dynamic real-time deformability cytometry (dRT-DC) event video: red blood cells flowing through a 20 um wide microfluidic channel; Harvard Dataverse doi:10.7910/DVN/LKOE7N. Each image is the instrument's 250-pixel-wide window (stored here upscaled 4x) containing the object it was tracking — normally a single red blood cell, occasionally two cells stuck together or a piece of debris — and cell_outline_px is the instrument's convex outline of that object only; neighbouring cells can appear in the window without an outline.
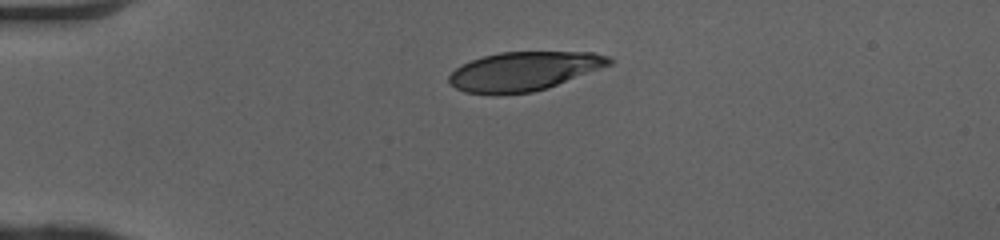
{"species": "human", "species_latin": "Homo sapiens", "temperature_condition": "cold", "stored_images_in_passage": 35, "camera_frame_rate_fps": 3000, "um_per_image_px": 0.085, "donor": {"sex": "female"}, "frame": {"image": 1, "passage_image": 1, "time_ms": 0.0, "image_size_px": [1000, 240], "cell_outline_px": [[612, 64], [556, 84], [532, 92], [496, 96], [464, 92], [448, 84], [448, 76], [460, 64], [484, 56], [500, 52], [592, 52], [608, 56], [612, 60]], "centroid_in_image_um": [44.45, 6.07], "position_along_channel_um": 40.6, "area_um2": 36.36}}
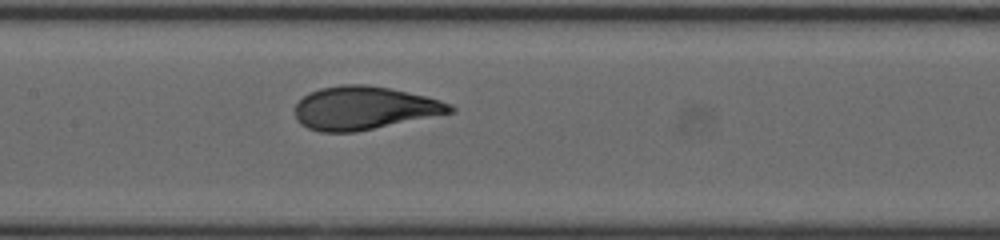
{"frame": {"image": 2, "passage_image": 14, "time_ms": 4.333, "image_size_px": [1000, 240], "cell_outline_px": [[456, 108], [452, 112], [356, 132], [320, 132], [308, 128], [300, 124], [296, 120], [296, 104], [308, 92], [320, 88], [344, 84], [368, 84], [388, 88], [424, 96], [440, 100], [452, 104]], "centroid_in_image_um": [30.92, 9.18], "position_along_channel_um": 176.5, "area_um2": 38.84}}
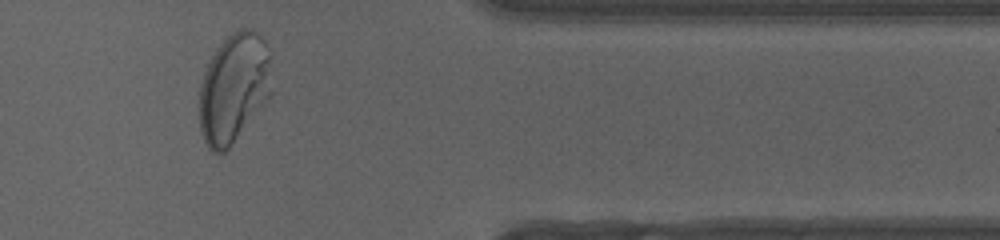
{"frame": {"image": 3, "passage_image": 31, "time_ms": 10.0, "image_size_px": [1000, 240], "cell_outline_px": [[272, 92], [228, 148], [224, 152], [212, 152], [208, 148], [200, 132], [200, 84], [204, 72], [216, 48], [232, 32], [240, 28], [248, 28], [256, 32], [264, 40], [268, 56]], "centroid_in_image_um": [19.84, 7.47], "position_along_channel_um": 391.6, "area_um2": 45.32}, "authors_computed_cell_mechanics": {"area_um2": 38.8994, "velocity_mm_per_s": 4.0734, "shape_relaxation_time_tau1_ms": 4.6848, "shape_relaxation_time_tau2_ms": null, "deformation_change_tau1": 0.2339, "deformation_change_tau2": null}}